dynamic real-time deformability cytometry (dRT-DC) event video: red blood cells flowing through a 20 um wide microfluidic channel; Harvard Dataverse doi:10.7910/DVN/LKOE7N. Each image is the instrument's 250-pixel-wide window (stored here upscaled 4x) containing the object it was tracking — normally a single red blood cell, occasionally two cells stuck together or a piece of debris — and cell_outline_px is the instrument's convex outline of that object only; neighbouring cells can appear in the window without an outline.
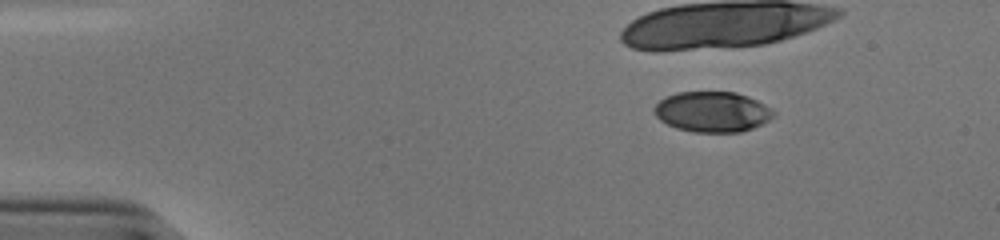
{"species": "human", "species_latin": "Homo sapiens", "temperature_condition": "cold", "stored_images_in_passage": 13, "camera_frame_rate_fps": 3000, "um_per_image_px": 0.085, "donor": {"sex": "male"}, "frame": {"image": 1, "passage_image": 1, "time_ms": 0.0, "image_size_px": [1000, 240], "cell_outline_px": [[776, 116], [752, 128], [740, 132], [692, 132], [676, 128], [660, 120], [656, 116], [652, 108], [660, 100], [668, 96], [680, 92], [736, 92], [748, 96], [764, 104], [776, 112]], "centroid_in_image_um": [60.55, 9.5], "position_along_channel_um": 24.5, "area_um2": 28.09}}